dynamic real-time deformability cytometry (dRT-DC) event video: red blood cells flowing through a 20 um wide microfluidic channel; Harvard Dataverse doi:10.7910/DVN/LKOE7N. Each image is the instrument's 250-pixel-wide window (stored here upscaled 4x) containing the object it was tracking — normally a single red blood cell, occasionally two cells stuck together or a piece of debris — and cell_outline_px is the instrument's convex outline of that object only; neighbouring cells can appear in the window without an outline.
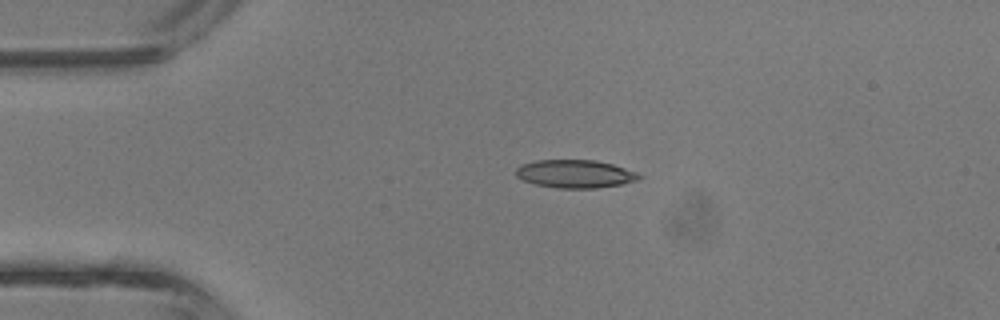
{"species": "common noctule bat (a hibernating species)", "species_latin": "Nyctalus noctula", "temperature_condition": "room temperature", "stored_images_in_passage": 33, "camera_frame_rate_fps": 3000, "um_per_image_px": 0.085, "animal": {"sex": "male", "body_mass_g": 13.3}, "frame": {"image": 1, "passage_image": 1, "time_ms": 0.0, "image_size_px": [1000, 320], "cell_outline_px": [[644, 176], [636, 180], [620, 184], [596, 188], [556, 188], [536, 184], [524, 180], [516, 176], [516, 168], [520, 164], [536, 160], [596, 160], [612, 164], [636, 172]], "centroid_in_image_um": [48.86, 14.77], "position_along_channel_um": 36.1, "area_um2": 20.06}}
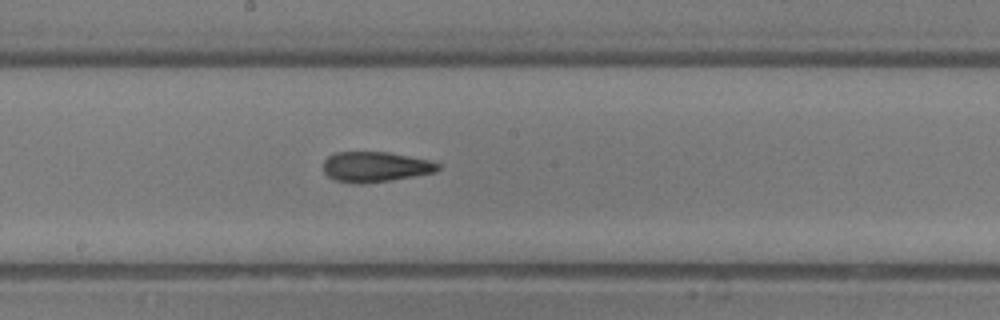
{"frame": {"image": 2, "passage_image": 14, "time_ms": 4.333, "image_size_px": [1000, 320], "cell_outline_px": [[440, 168], [436, 172], [392, 180], [364, 184], [356, 184], [336, 180], [328, 176], [324, 172], [324, 160], [328, 156], [336, 152], [388, 152], [432, 160], [440, 164]], "centroid_in_image_um": [31.93, 14.18], "position_along_channel_um": 216.3, "area_um2": 20.4}}
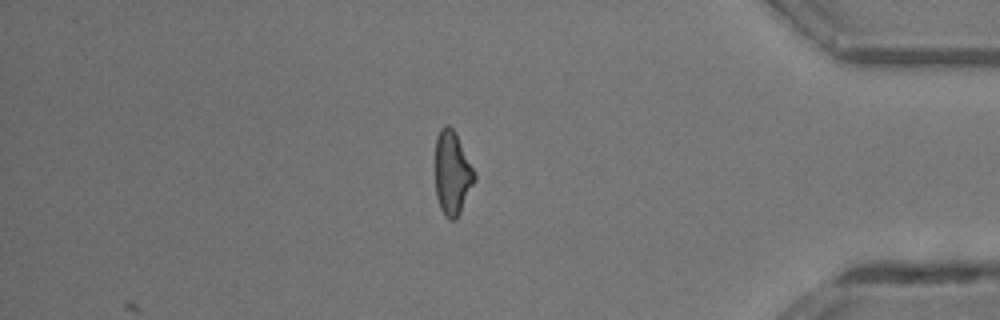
{"frame": {"image": 3, "passage_image": 27, "time_ms": 8.667, "image_size_px": [1000, 320], "cell_outline_px": [[476, 180], [456, 220], [448, 220], [444, 216], [440, 208], [436, 196], [436, 136], [440, 128], [444, 124], [448, 124], [456, 132], [476, 172]], "centroid_in_image_um": [38.46, 14.7], "position_along_channel_um": 396.7, "area_um2": 19.48}, "authors_computed_cell_mechanics": {"area_um2": 19.9988, "velocity_mm_per_s": 4.9765, "shape_relaxation_time_tau1_ms": 5.3754, "shape_relaxation_time_tau2_ms": 2.2449, "deformation_change_tau1": 0.2188, "deformation_change_tau2": 0.1181}}